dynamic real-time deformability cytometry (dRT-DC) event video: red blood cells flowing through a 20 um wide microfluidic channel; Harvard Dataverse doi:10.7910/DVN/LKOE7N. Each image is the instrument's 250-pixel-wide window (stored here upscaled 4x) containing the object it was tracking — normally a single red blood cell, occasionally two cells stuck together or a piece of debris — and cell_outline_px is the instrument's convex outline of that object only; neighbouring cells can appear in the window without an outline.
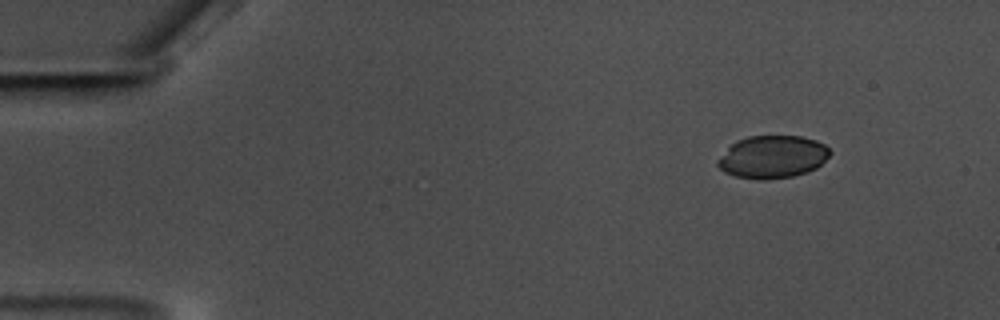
{"species": "common noctule bat (a hibernating species)", "species_latin": "Nyctalus noctula", "temperature_condition": "warm", "stored_images_in_passage": 58, "camera_frame_rate_fps": 3000, "um_per_image_px": 0.085, "animal": {"sex": "male", "body_mass_g": 17.5, "forearm_length_mm": 52.3}, "frame": {"image": 1, "passage_image": 7, "time_ms": 2.0, "image_size_px": [1000, 320], "cell_outline_px": [[832, 152], [816, 168], [792, 176], [764, 180], [760, 180], [736, 176], [724, 172], [716, 164], [716, 160], [736, 140], [748, 136], [800, 136], [816, 140], [824, 144]], "centroid_in_image_um": [65.64, 13.33], "position_along_channel_um": 19.4, "area_um2": 27.74}}
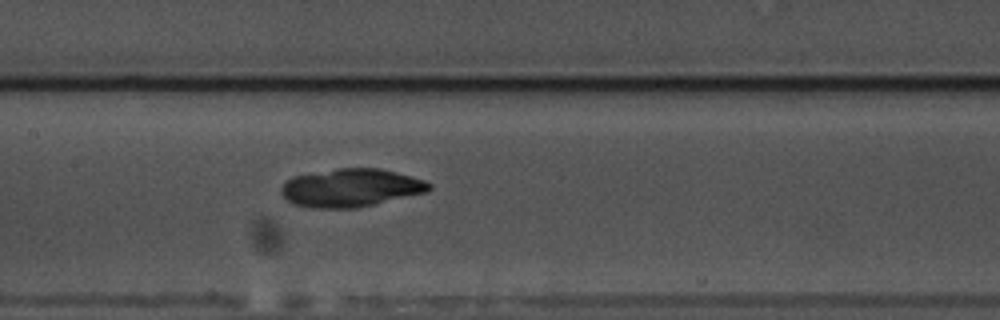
{"frame": {"image": 2, "passage_image": 29, "time_ms": 9.333, "image_size_px": [1000, 320], "cell_outline_px": [[432, 188], [428, 192], [356, 208], [316, 208], [292, 204], [280, 192], [280, 188], [292, 176], [336, 168], [380, 168], [412, 176], [424, 180], [432, 184]], "centroid_in_image_um": [29.84, 15.96], "position_along_channel_um": 177.6, "area_um2": 32.95}}
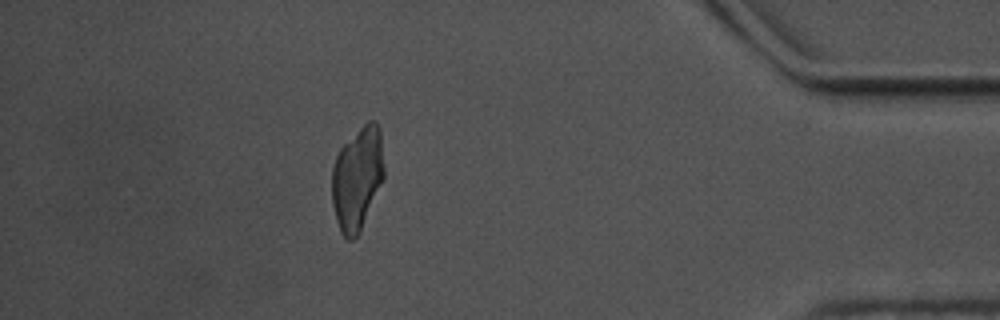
{"frame": {"image": 3, "passage_image": 52, "time_ms": 17.0, "image_size_px": [1000, 320], "cell_outline_px": [[384, 180], [360, 232], [352, 240], [344, 240], [340, 232], [336, 220], [332, 204], [332, 168], [336, 156], [340, 148], [368, 120], [376, 120], [380, 128], [384, 168]], "centroid_in_image_um": [30.37, 15.2], "position_along_channel_um": 404.8, "area_um2": 31.73}}